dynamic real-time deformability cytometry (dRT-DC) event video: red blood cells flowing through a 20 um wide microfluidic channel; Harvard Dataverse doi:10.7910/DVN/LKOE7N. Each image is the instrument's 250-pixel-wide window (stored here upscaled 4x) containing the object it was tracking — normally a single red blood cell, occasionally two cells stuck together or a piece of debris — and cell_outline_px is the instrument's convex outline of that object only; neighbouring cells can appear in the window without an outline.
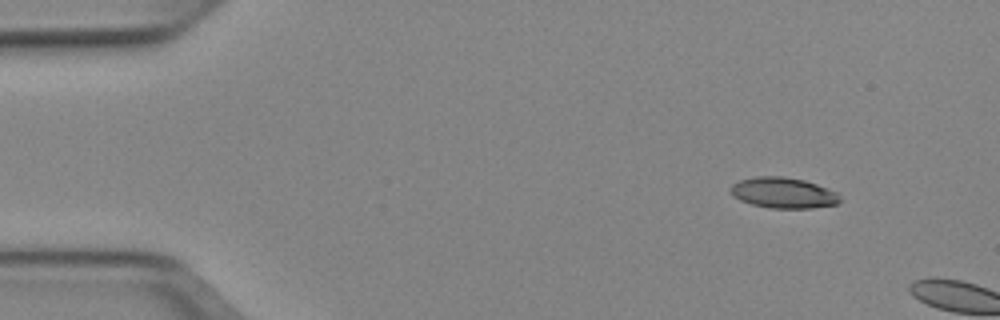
{"species": "Egyptian fruit bat (a non-hibernating species)", "species_latin": "Rousettus aegyptiacus", "temperature_condition": "cold", "stored_images_in_passage": 4, "camera_frame_rate_fps": 3000, "um_per_image_px": 0.085, "animal": {"sex": "female"}, "frame": {"image": 1, "passage_image": 1, "time_ms": 0.0, "image_size_px": [1000, 320], "cell_outline_px": [[840, 204], [812, 208], [772, 208], [752, 204], [740, 200], [732, 196], [728, 188], [732, 184], [740, 180], [756, 176], [784, 176], [804, 180], [816, 184], [836, 192], [840, 196]], "centroid_in_image_um": [66.56, 16.39], "position_along_channel_um": 18.4, "area_um2": 19.71}}